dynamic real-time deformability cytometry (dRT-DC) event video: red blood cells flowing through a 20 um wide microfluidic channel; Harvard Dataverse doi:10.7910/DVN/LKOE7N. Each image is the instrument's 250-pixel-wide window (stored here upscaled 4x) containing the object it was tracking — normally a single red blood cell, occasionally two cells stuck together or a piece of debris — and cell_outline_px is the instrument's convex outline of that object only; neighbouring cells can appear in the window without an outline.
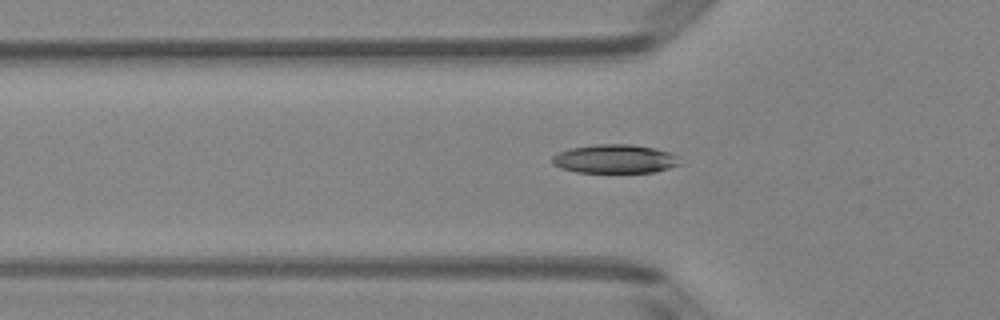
{"species": "Egyptian fruit bat (a non-hibernating species)", "species_latin": "Rousettus aegyptiacus", "temperature_condition": "room temperature", "stored_images_in_passage": 33, "camera_frame_rate_fps": 3000, "um_per_image_px": 0.085, "animal": {"sex": "female"}, "frame": {"image": 1, "passage_image": 5, "time_ms": 1.333, "image_size_px": [1000, 320], "cell_outline_px": [[680, 164], [656, 172], [576, 172], [560, 168], [552, 164], [552, 156], [560, 152], [572, 148], [596, 144], [632, 144], [656, 148], [668, 152], [676, 156]], "centroid_in_image_um": [52.24, 13.5], "position_along_channel_um": 73.6, "area_um2": 21.27}}
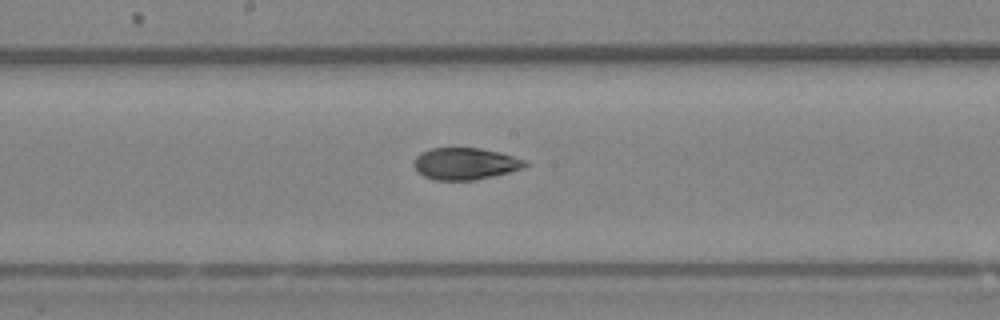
{"frame": {"image": 2, "passage_image": 15, "time_ms": 4.667, "image_size_px": [1000, 320], "cell_outline_px": [[528, 164], [524, 168], [492, 176], [472, 180], [436, 180], [424, 176], [416, 172], [412, 164], [416, 156], [420, 152], [432, 148], [480, 148], [500, 152], [524, 160]], "centroid_in_image_um": [39.49, 13.91], "position_along_channel_um": 208.7, "area_um2": 20.63}}
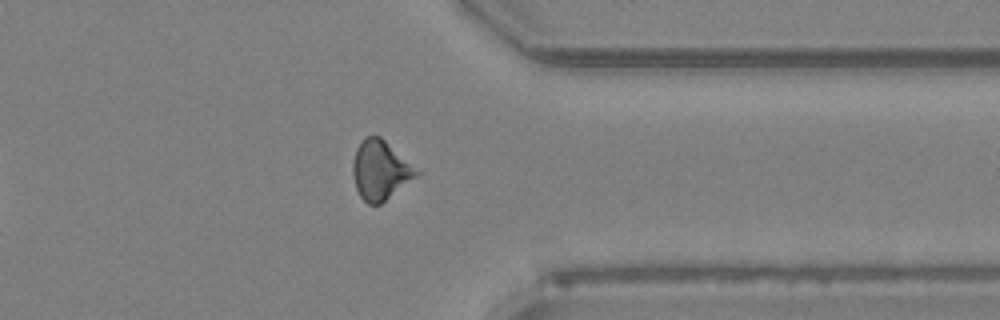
{"frame": {"image": 3, "passage_image": 28, "time_ms": 9.0, "image_size_px": [1000, 320], "cell_outline_px": [[420, 172], [416, 176], [380, 204], [368, 204], [360, 196], [356, 188], [352, 176], [352, 164], [356, 148], [368, 136], [380, 136]], "centroid_in_image_um": [32.28, 14.47], "position_along_channel_um": 379.1, "area_um2": 21.39}, "authors_computed_cell_mechanics": {"area_um2": 20.808, "velocity_mm_per_s": 4.0455, "shape_relaxation_time_tau1_ms": null, "shape_relaxation_time_tau2_ms": 3.7488, "deformation_change_tau1": null, "deformation_change_tau2": 0.0857}}